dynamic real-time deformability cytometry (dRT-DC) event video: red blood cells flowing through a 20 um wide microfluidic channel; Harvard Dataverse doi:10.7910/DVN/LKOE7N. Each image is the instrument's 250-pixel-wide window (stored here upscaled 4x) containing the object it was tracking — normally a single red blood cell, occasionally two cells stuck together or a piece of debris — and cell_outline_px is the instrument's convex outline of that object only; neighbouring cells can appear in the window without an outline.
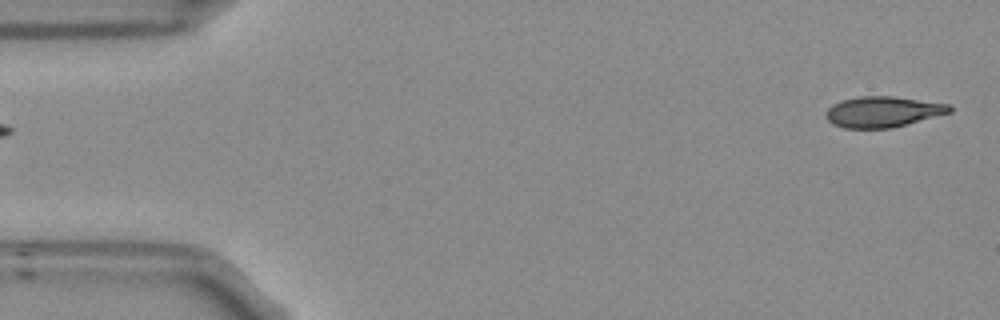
{"species": "Egyptian fruit bat (a non-hibernating species)", "species_latin": "Rousettus aegyptiacus", "temperature_condition": "room temperature", "stored_images_in_passage": 5, "segment_of_instrument_passage": [2, 2], "camera_frame_rate_fps": 3000, "um_per_image_px": 0.085, "frame": {"image": 1, "passage_image": 5, "time_ms": 1.333, "image_size_px": [1000, 320], "cell_outline_px": [[952, 112], [892, 128], [844, 128], [832, 124], [824, 116], [824, 112], [832, 104], [840, 100], [860, 96], [892, 96], [948, 104], [952, 108]], "centroid_in_image_um": [74.99, 9.5], "position_along_channel_um": 10.0, "area_um2": 22.25}}